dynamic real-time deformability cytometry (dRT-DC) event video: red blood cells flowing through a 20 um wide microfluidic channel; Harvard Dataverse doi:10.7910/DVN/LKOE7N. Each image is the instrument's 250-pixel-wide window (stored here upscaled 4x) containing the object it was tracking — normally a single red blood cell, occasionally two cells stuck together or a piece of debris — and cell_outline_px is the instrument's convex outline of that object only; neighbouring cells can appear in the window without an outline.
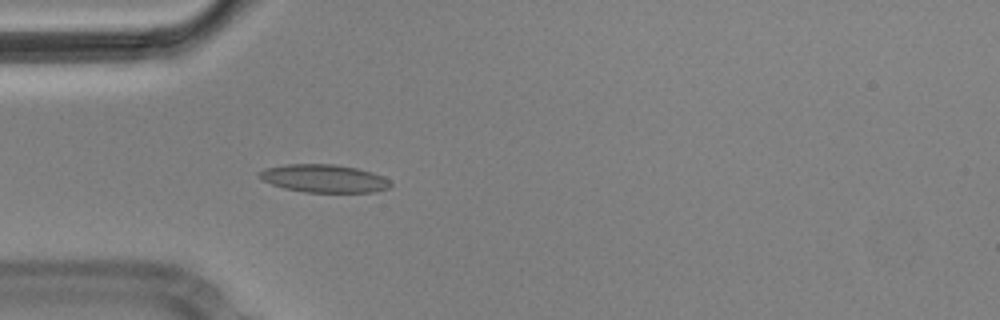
{"species": "Egyptian fruit bat (a non-hibernating species)", "species_latin": "Rousettus aegyptiacus", "temperature_condition": "cold", "stored_images_in_passage": 4, "camera_frame_rate_fps": 3000, "um_per_image_px": 0.085, "animal": {"sex": "male"}, "frame": {"image": 1, "passage_image": 4, "time_ms": 1.0, "image_size_px": [1000, 320], "cell_outline_px": [[392, 184], [388, 188], [376, 192], [304, 192], [284, 188], [272, 184], [264, 180], [260, 176], [260, 172], [264, 168], [284, 164], [336, 164], [356, 168], [372, 172], [384, 176]], "centroid_in_image_um": [27.57, 15.16], "position_along_channel_um": 57.4, "area_um2": 21.33}}